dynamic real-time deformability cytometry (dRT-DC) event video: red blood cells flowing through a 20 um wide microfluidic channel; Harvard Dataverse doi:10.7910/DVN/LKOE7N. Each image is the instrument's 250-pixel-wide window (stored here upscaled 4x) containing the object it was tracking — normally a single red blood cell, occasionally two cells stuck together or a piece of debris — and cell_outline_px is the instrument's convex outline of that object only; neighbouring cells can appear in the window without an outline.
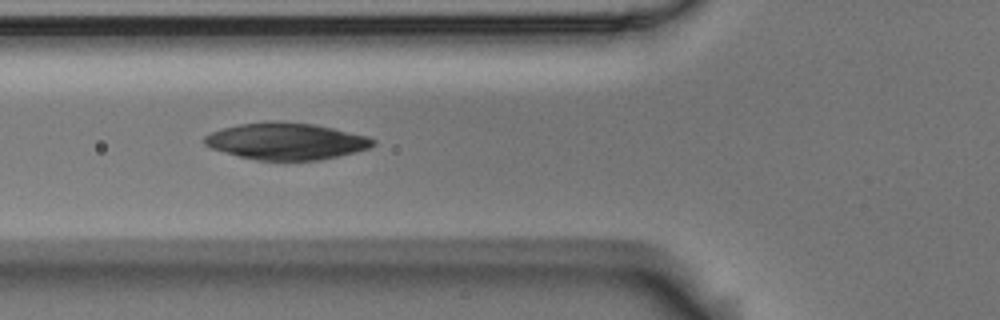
{"species": "Egyptian fruit bat (a non-hibernating species)", "species_latin": "Rousettus aegyptiacus", "temperature_condition": "room temperature", "stored_images_in_passage": 42, "camera_frame_rate_fps": 3000, "um_per_image_px": 0.085, "animal": {"sex": "male"}, "frame": {"image": 1, "passage_image": 6, "time_ms": 1.667, "image_size_px": [1000, 320], "cell_outline_px": [[376, 144], [368, 148], [356, 152], [320, 160], [256, 160], [240, 156], [212, 148], [204, 144], [204, 136], [212, 132], [224, 128], [240, 124], [316, 124], [368, 136], [376, 140]], "centroid_in_image_um": [24.39, 12.04], "position_along_channel_um": 101.4, "area_um2": 34.97}}
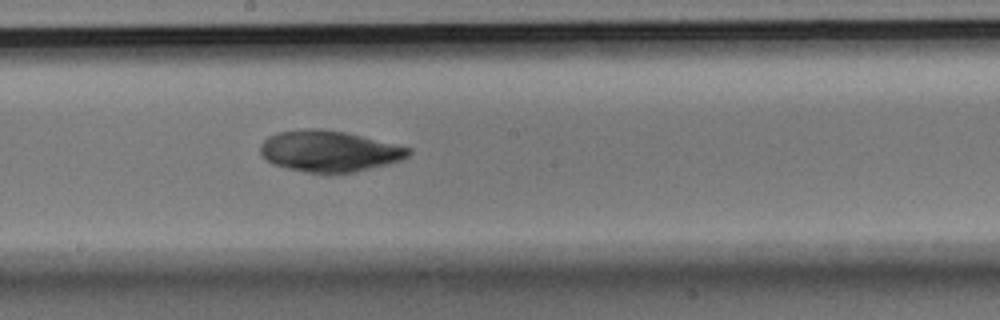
{"frame": {"image": 2, "passage_image": 16, "time_ms": 5.0, "image_size_px": [1000, 320], "cell_outline_px": [[412, 152], [408, 156], [400, 160], [388, 164], [356, 172], [308, 172], [288, 168], [272, 164], [260, 152], [260, 144], [268, 136], [276, 132], [308, 128], [320, 128], [344, 132], [396, 144], [412, 148]], "centroid_in_image_um": [27.98, 12.83], "position_along_channel_um": 220.2, "area_um2": 35.32}}
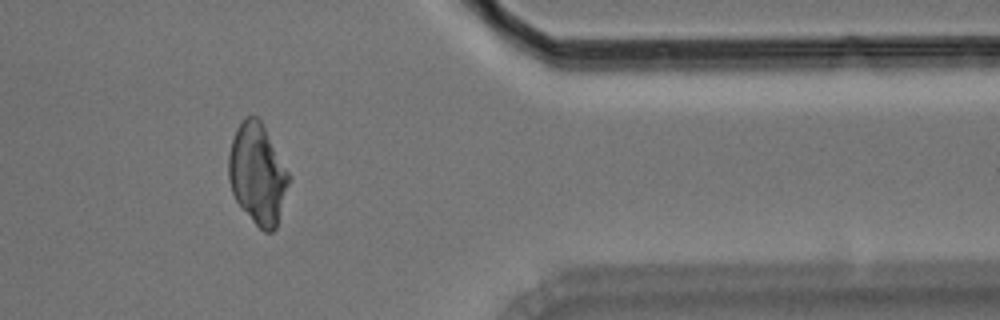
{"frame": {"image": 3, "passage_image": 32, "time_ms": 10.333, "image_size_px": [1000, 320], "cell_outline_px": [[288, 184], [276, 228], [272, 232], [264, 232], [252, 220], [236, 200], [232, 192], [228, 180], [228, 156], [232, 140], [236, 128], [244, 116], [256, 116], [260, 120], [288, 172]], "centroid_in_image_um": [21.85, 14.77], "position_along_channel_um": 389.6, "area_um2": 34.62}}